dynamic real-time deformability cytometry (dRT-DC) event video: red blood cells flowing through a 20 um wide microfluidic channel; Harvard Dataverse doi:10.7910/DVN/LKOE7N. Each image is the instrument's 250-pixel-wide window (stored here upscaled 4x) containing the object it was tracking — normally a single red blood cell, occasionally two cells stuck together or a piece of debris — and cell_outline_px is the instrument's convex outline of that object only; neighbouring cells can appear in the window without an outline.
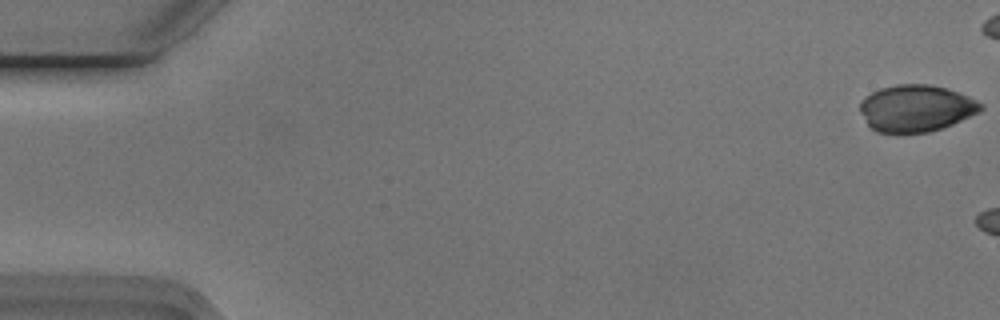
{"species": "Egyptian fruit bat (a non-hibernating species)", "species_latin": "Rousettus aegyptiacus", "temperature_condition": "cold", "stored_images_in_passage": 9, "camera_frame_rate_fps": 3000, "um_per_image_px": 0.085, "animal": {"sex": "male"}, "frame": {"image": 1, "passage_image": 1, "time_ms": 0.0, "image_size_px": [1000, 320], "cell_outline_px": [[984, 108], [980, 112], [952, 124], [928, 132], [876, 132], [868, 124], [860, 112], [860, 100], [872, 92], [880, 88], [896, 84], [932, 84], [968, 96], [984, 104]], "centroid_in_image_um": [77.86, 9.19], "position_along_channel_um": 7.1, "area_um2": 32.77}}